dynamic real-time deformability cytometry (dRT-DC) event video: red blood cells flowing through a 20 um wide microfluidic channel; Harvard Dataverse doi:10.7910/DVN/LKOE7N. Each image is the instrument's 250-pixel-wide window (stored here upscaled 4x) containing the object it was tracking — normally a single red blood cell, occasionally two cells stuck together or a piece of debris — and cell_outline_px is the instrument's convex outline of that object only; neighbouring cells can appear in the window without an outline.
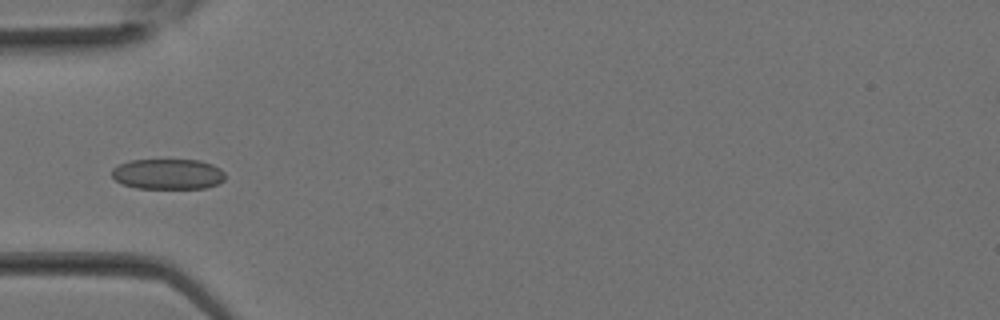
{"species": "Egyptian fruit bat (a non-hibernating species)", "species_latin": "Rousettus aegyptiacus", "temperature_condition": "room temperature", "stored_images_in_passage": 31, "camera_frame_rate_fps": 3000, "um_per_image_px": 0.085, "animal": {"sex": "female"}, "frame": {"image": 1, "passage_image": 10, "time_ms": 3.0, "image_size_px": [1000, 320], "cell_outline_px": [[224, 180], [216, 184], [204, 188], [136, 188], [120, 184], [112, 176], [112, 168], [128, 160], [200, 160], [212, 164], [220, 168], [224, 172]], "centroid_in_image_um": [14.25, 14.79], "position_along_channel_um": 70.8, "area_um2": 20.17}}
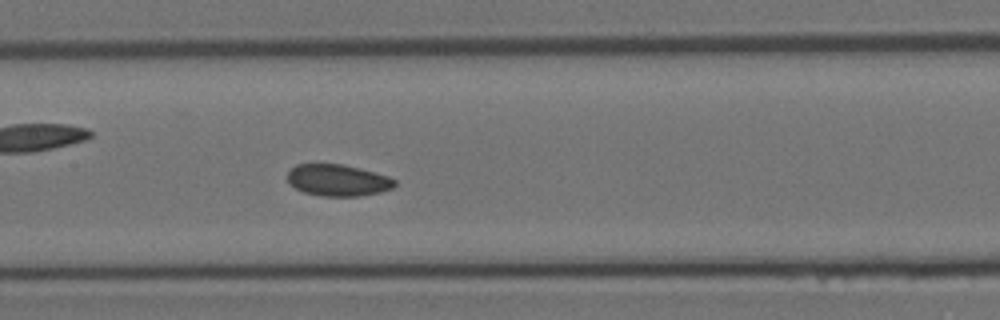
{"frame": {"image": 2, "passage_image": 15, "time_ms": 4.667, "image_size_px": [1000, 320], "cell_outline_px": [[396, 184], [392, 188], [380, 192], [360, 196], [320, 196], [304, 192], [296, 188], [288, 180], [288, 172], [296, 164], [344, 164], [388, 176], [396, 180]], "centroid_in_image_um": [28.73, 15.32], "position_along_channel_um": 178.7, "area_um2": 19.65}}
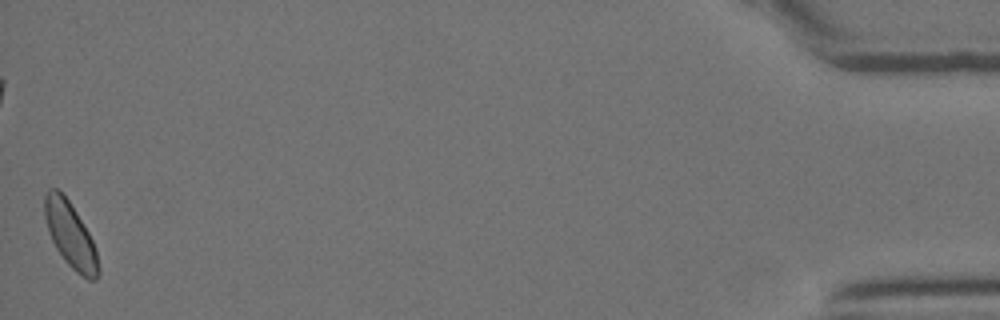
{"frame": {"image": 3, "passage_image": 31, "time_ms": 10.0, "image_size_px": [1000, 320], "cell_outline_px": [[100, 272], [96, 280], [88, 280], [76, 272], [64, 260], [56, 248], [48, 232], [44, 216], [44, 196], [48, 188], [56, 188], [68, 200], [76, 212], [88, 232], [96, 248], [100, 268]], "centroid_in_image_um": [5.98, 20.0], "position_along_channel_um": 429.2, "area_um2": 20.46}}